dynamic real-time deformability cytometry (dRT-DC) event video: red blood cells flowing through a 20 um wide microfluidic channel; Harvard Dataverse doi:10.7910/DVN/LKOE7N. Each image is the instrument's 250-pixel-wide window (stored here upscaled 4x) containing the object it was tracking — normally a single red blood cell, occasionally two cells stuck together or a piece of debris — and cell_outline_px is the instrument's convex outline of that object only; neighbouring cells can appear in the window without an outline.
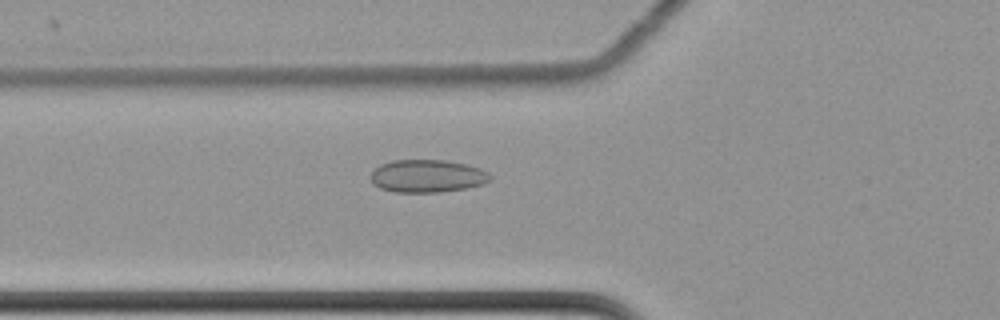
{"species": "common noctule bat (a hibernating species)", "species_latin": "Nyctalus noctula", "temperature_condition": "cold", "stored_images_in_passage": 60, "camera_frame_rate_fps": 3000, "um_per_image_px": 0.085, "animal": {"sex": "female", "body_mass_g": 22.7, "forearm_length_mm": 54.2}, "frame": {"image": 1, "passage_image": 23, "time_ms": 7.333, "image_size_px": [1000, 320], "cell_outline_px": [[492, 176], [484, 184], [464, 188], [440, 192], [396, 192], [380, 188], [372, 184], [368, 176], [380, 164], [392, 160], [444, 160], [468, 164], [480, 168], [488, 172]], "centroid_in_image_um": [36.29, 14.96], "position_along_channel_um": 89.5, "area_um2": 22.95}}
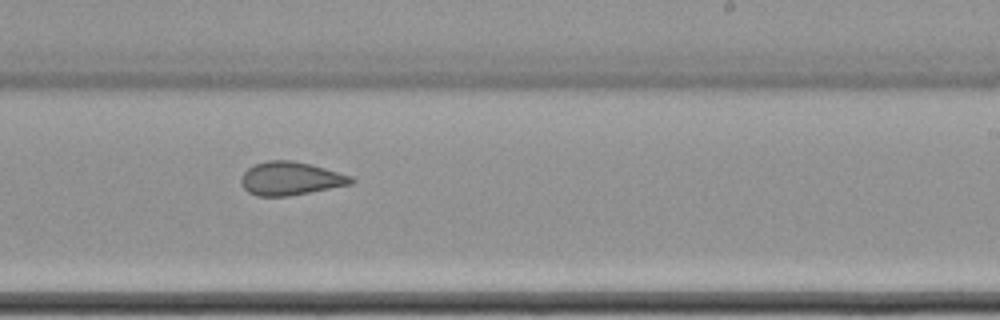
{"frame": {"image": 2, "passage_image": 38, "time_ms": 12.333, "image_size_px": [1000, 320], "cell_outline_px": [[356, 180], [352, 184], [288, 196], [256, 196], [248, 192], [240, 184], [240, 180], [244, 172], [248, 168], [256, 164], [268, 160], [292, 160], [312, 164], [352, 176]], "centroid_in_image_um": [24.7, 15.17], "position_along_channel_um": 264.3, "area_um2": 21.44}}
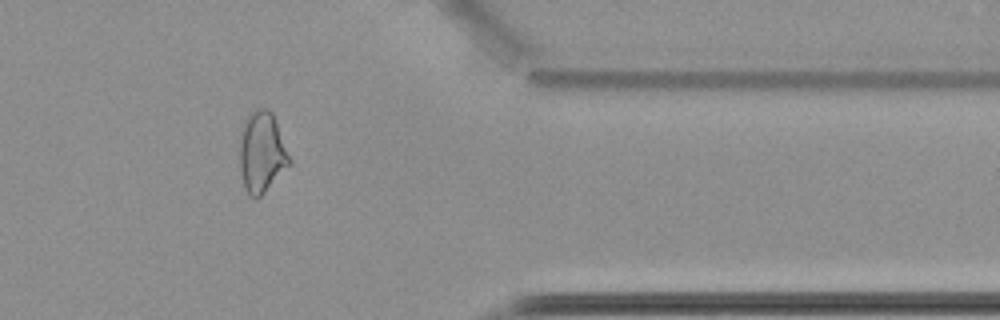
{"frame": {"image": 3, "passage_image": 50, "time_ms": 16.333, "image_size_px": [1000, 320], "cell_outline_px": [[292, 164], [256, 200], [248, 196], [244, 188], [240, 168], [240, 132], [244, 120], [256, 108], [268, 108], [272, 112], [276, 120], [292, 160]], "centroid_in_image_um": [22.27, 12.95], "position_along_channel_um": 389.1, "area_um2": 23.87}, "authors_computed_cell_mechanics": {"area_um2": 23.7269, "velocity_mm_per_s": 3.4939, "shape_relaxation_time_tau1_ms": null, "shape_relaxation_time_tau2_ms": 4.6853, "deformation_change_tau1": null, "deformation_change_tau2": 0.1001}}